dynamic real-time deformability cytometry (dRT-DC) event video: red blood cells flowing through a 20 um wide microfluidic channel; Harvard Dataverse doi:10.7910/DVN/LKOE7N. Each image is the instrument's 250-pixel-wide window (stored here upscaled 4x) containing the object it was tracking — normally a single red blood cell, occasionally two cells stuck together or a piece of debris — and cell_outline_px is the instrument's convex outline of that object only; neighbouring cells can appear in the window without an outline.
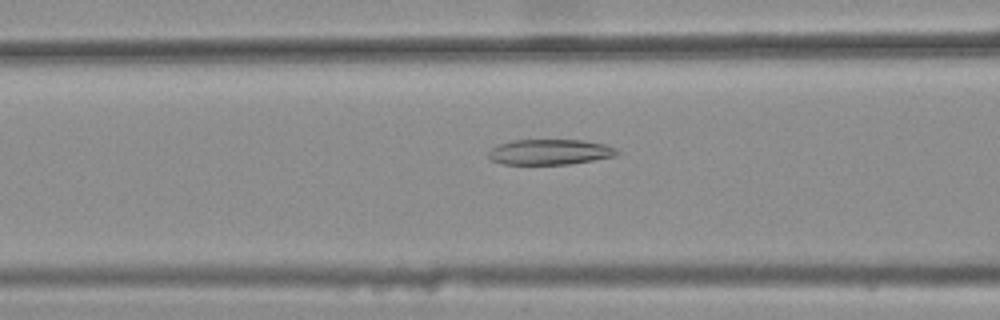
{"species": "common noctule bat (a hibernating species)", "species_latin": "Nyctalus noctula", "temperature_condition": "warm", "stored_images_in_passage": 40, "camera_frame_rate_fps": 3000, "um_per_image_px": 0.085, "animal": {"sex": "female", "body_mass_g": 25.1}, "frame": {"image": 1, "passage_image": 14, "time_ms": 4.333, "image_size_px": [1000, 320], "cell_outline_px": [[620, 152], [616, 156], [568, 164], [500, 164], [492, 160], [488, 156], [488, 152], [496, 144], [512, 140], [580, 140], [604, 144], [616, 148]], "centroid_in_image_um": [46.71, 12.91], "position_along_channel_um": 119.9, "area_um2": 19.07}}
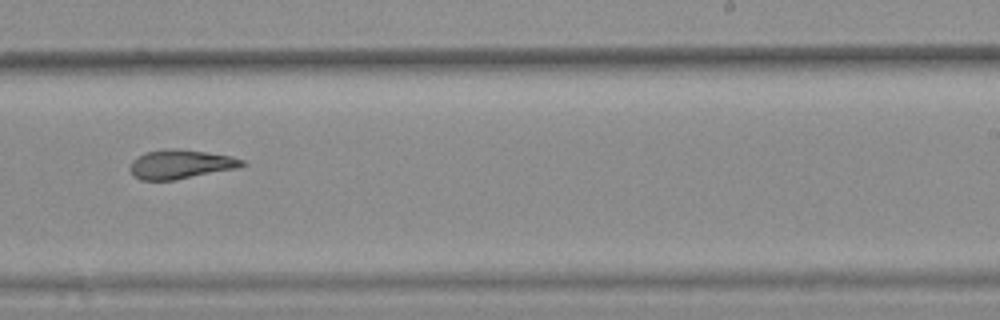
{"frame": {"image": 2, "passage_image": 26, "time_ms": 8.333, "image_size_px": [1000, 320], "cell_outline_px": [[248, 164], [240, 168], [176, 180], [140, 180], [132, 176], [128, 168], [132, 160], [136, 156], [148, 152], [168, 148], [172, 148], [204, 152], [232, 156], [244, 160]], "centroid_in_image_um": [15.35, 13.98], "position_along_channel_um": 273.6, "area_um2": 19.31}}
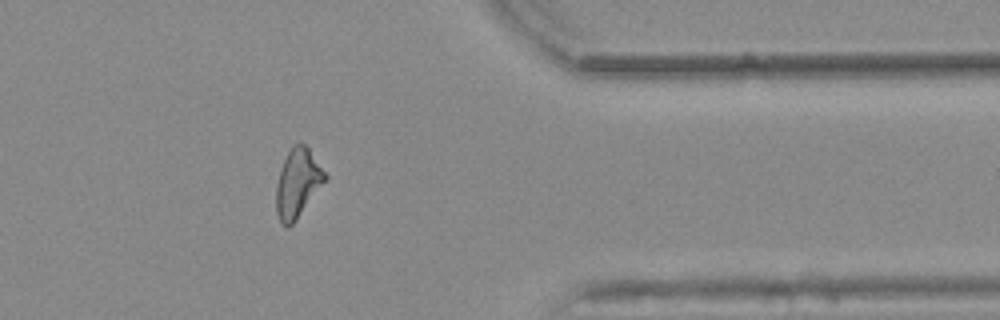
{"frame": {"image": 3, "passage_image": 36, "time_ms": 11.667, "image_size_px": [1000, 320], "cell_outline_px": [[328, 176], [296, 220], [288, 228], [280, 224], [276, 212], [276, 184], [280, 168], [292, 144], [300, 140], [308, 148]], "centroid_in_image_um": [25.26, 15.56], "position_along_channel_um": 386.1, "area_um2": 19.54}, "authors_computed_cell_mechanics": {"area_um2": 19.5364, "velocity_mm_per_s": 3.8576, "shape_relaxation_time_tau1_ms": null, "shape_relaxation_time_tau2_ms": 3.0902, "deformation_change_tau1": null, "deformation_change_tau2": 0.1159}}